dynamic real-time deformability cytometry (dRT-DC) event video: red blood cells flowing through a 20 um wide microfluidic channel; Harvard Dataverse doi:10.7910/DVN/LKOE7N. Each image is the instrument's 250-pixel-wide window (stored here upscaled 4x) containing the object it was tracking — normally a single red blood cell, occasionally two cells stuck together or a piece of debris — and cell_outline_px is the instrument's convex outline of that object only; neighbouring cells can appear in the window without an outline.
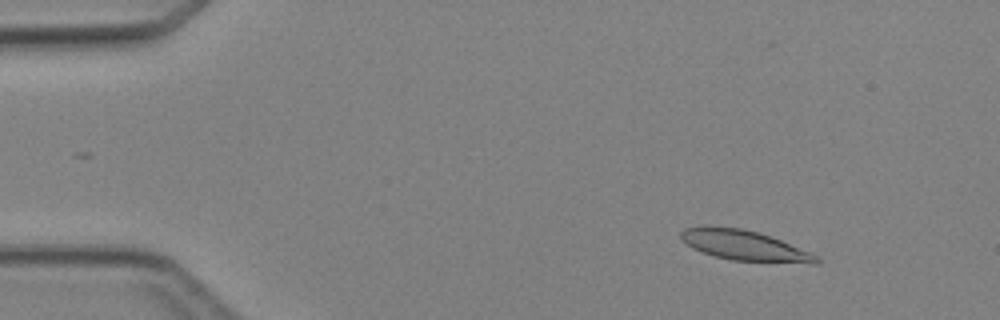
{"species": "Egyptian fruit bat (a non-hibernating species)", "species_latin": "Rousettus aegyptiacus", "temperature_condition": "cold", "stored_images_in_passage": 4, "camera_frame_rate_fps": 3000, "um_per_image_px": 0.085, "animal": {"sex": "female"}, "frame": {"image": 1, "passage_image": 2, "time_ms": 1.0, "image_size_px": [1000, 320], "cell_outline_px": [[820, 264], [812, 264], [732, 260], [716, 256], [692, 248], [680, 236], [680, 232], [684, 228], [740, 228], [760, 232], [820, 256]], "centroid_in_image_um": [63.4, 20.9], "position_along_channel_um": 21.6, "area_um2": 23.29}}